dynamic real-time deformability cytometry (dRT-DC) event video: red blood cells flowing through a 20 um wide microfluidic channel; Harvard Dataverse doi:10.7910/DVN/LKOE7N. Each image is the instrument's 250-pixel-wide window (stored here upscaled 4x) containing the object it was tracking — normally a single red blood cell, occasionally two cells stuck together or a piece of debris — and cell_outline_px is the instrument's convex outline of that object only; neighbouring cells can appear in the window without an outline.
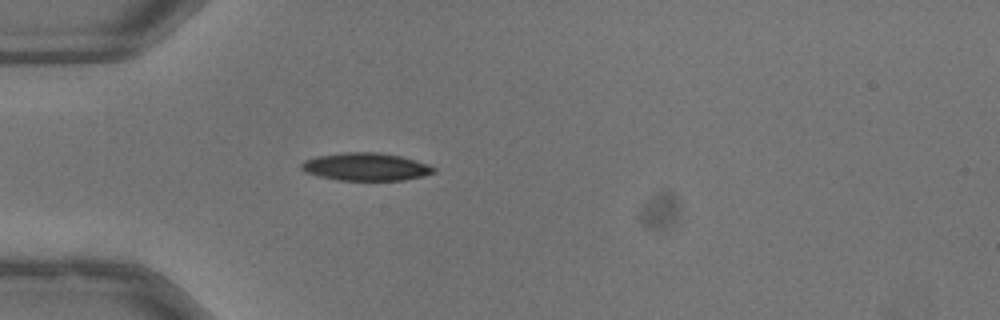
{"species": "common noctule bat (a hibernating species)", "species_latin": "Nyctalus noctula", "temperature_condition": "warm", "stored_images_in_passage": 5, "camera_frame_rate_fps": 3000, "um_per_image_px": 0.085, "animal": {"sex": "male", "body_mass_g": 13.3}, "frame": {"image": 1, "passage_image": 1, "time_ms": 0.0, "image_size_px": [1000, 320], "cell_outline_px": [[436, 172], [424, 176], [404, 180], [336, 180], [304, 172], [300, 168], [300, 164], [304, 160], [316, 156], [344, 152], [380, 152], [400, 156], [428, 164], [436, 168]], "centroid_in_image_um": [31.09, 14.17], "position_along_channel_um": 53.9, "area_um2": 21.56}}
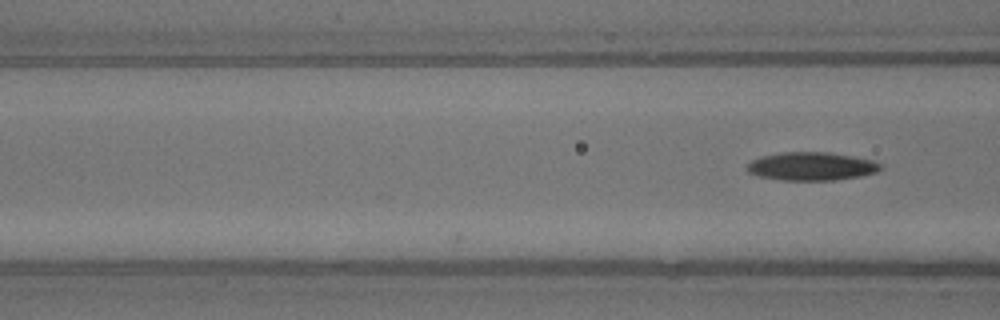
{"frame": {"image": 2, "passage_image": 5, "time_ms": 1.333, "image_size_px": [1000, 320], "cell_outline_px": [[880, 168], [876, 172], [860, 176], [836, 180], [780, 180], [756, 176], [748, 172], [744, 168], [752, 160], [760, 156], [780, 152], [828, 152], [852, 156], [872, 160], [880, 164]], "centroid_in_image_um": [68.9, 14.14], "position_along_channel_um": 97.7, "area_um2": 22.08}}